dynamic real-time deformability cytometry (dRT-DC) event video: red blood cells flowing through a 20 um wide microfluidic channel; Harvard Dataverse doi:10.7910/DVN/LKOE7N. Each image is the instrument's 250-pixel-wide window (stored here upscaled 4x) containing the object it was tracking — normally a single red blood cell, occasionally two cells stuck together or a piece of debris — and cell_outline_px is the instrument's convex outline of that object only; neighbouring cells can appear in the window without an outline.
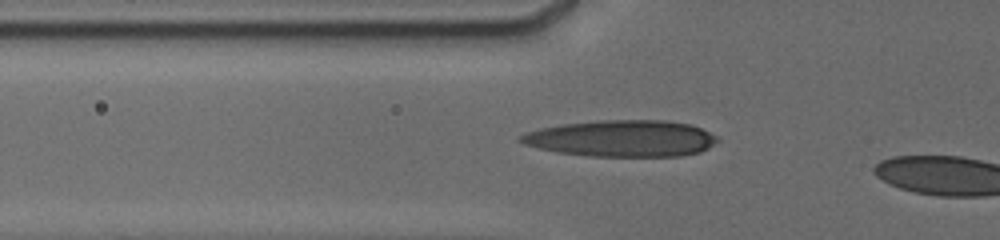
{"species": "human", "species_latin": "Homo sapiens", "temperature_condition": "cold", "stored_images_in_passage": 19, "camera_frame_rate_fps": 3000, "um_per_image_px": 0.085, "donor": {"sex": "male"}, "frame": {"image": 1, "passage_image": 17, "time_ms": 3.667, "image_size_px": [1000, 240], "cell_outline_px": [[720, 140], [708, 148], [700, 152], [680, 156], [588, 156], [556, 152], [524, 144], [516, 140], [520, 136], [528, 132], [540, 128], [564, 124], [600, 120], [664, 120], [688, 124], [700, 128], [716, 136]], "centroid_in_image_um": [52.84, 11.77], "position_along_channel_um": 73.0, "area_um2": 41.73}}